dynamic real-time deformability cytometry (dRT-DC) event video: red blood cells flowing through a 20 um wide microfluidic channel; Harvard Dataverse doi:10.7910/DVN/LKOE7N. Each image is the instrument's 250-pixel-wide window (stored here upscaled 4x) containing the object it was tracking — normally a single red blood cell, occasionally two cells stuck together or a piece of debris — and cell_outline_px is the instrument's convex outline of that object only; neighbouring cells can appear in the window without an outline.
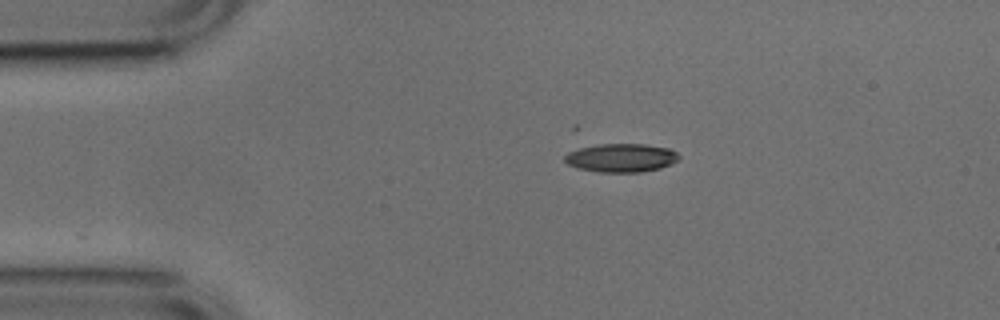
{"species": "common noctule bat (a hibernating species)", "species_latin": "Nyctalus noctula", "temperature_condition": "cold", "stored_images_in_passage": 2, "camera_frame_rate_fps": 3000, "um_per_image_px": 0.085, "animal": {"sex": "male", "body_mass_g": 17.9, "forearm_length_mm": 54.2}, "frame": {"image": 1, "passage_image": 1, "time_ms": 0.0, "image_size_px": [1000, 320], "cell_outline_px": [[680, 156], [672, 164], [660, 168], [640, 172], [600, 172], [580, 168], [568, 164], [564, 160], [564, 156], [568, 152], [580, 148], [596, 144], [644, 144], [668, 148], [676, 152]], "centroid_in_image_um": [52.8, 13.41], "position_along_channel_um": 32.2, "area_um2": 18.84}}